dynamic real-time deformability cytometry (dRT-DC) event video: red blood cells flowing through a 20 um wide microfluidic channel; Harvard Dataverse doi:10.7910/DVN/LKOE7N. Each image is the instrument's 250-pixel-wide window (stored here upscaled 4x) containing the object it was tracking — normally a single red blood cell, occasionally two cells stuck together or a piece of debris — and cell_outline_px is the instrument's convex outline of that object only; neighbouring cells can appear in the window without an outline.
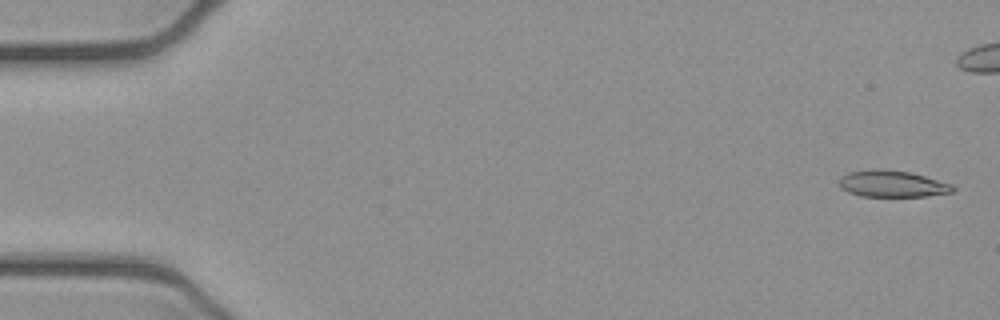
{"species": "common noctule bat (a hibernating species)", "species_latin": "Nyctalus noctula", "temperature_condition": "cold", "stored_images_in_passage": 43, "camera_frame_rate_fps": 3000, "um_per_image_px": 0.085, "animal": {"sex": "female", "body_mass_g": 21.9}, "frame": {"image": 1, "passage_image": 2, "time_ms": 0.333, "image_size_px": [1000, 320], "cell_outline_px": [[956, 188], [952, 192], [928, 196], [860, 196], [848, 192], [840, 188], [840, 176], [848, 172], [876, 168], [912, 172], [952, 184]], "centroid_in_image_um": [75.83, 15.61], "position_along_channel_um": 9.2, "area_um2": 17.74}}
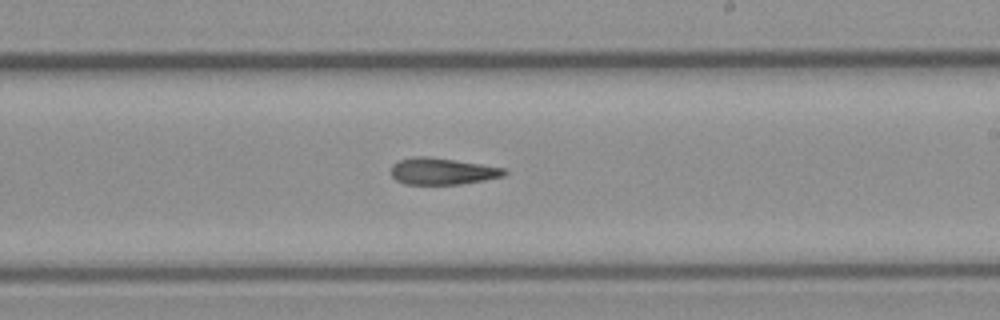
{"frame": {"image": 2, "passage_image": 31, "time_ms": 10.0, "image_size_px": [1000, 320], "cell_outline_px": [[508, 172], [504, 176], [484, 180], [460, 184], [404, 184], [396, 180], [392, 176], [392, 164], [400, 160], [412, 156], [424, 156], [480, 164], [504, 168]], "centroid_in_image_um": [37.58, 14.56], "position_along_channel_um": 251.4, "area_um2": 17.4}}
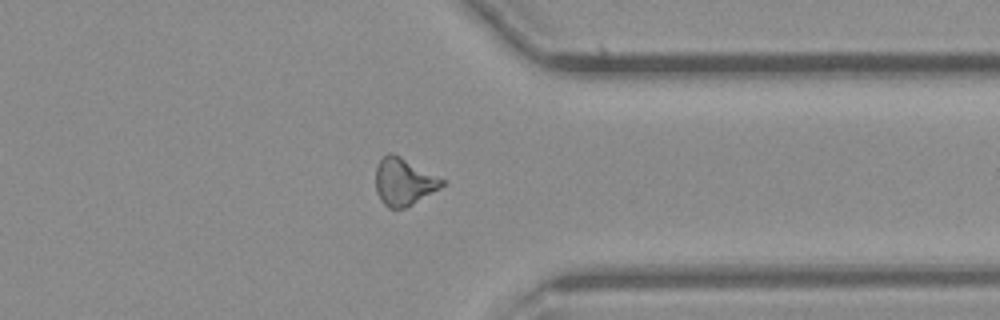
{"frame": {"image": 3, "passage_image": 41, "time_ms": 13.333, "image_size_px": [1000, 320], "cell_outline_px": [[448, 184], [412, 204], [404, 208], [388, 208], [380, 200], [376, 192], [376, 168], [380, 160], [388, 152], [392, 152], [448, 180]], "centroid_in_image_um": [34.37, 15.44], "position_along_channel_um": 377.0, "area_um2": 18.55}}